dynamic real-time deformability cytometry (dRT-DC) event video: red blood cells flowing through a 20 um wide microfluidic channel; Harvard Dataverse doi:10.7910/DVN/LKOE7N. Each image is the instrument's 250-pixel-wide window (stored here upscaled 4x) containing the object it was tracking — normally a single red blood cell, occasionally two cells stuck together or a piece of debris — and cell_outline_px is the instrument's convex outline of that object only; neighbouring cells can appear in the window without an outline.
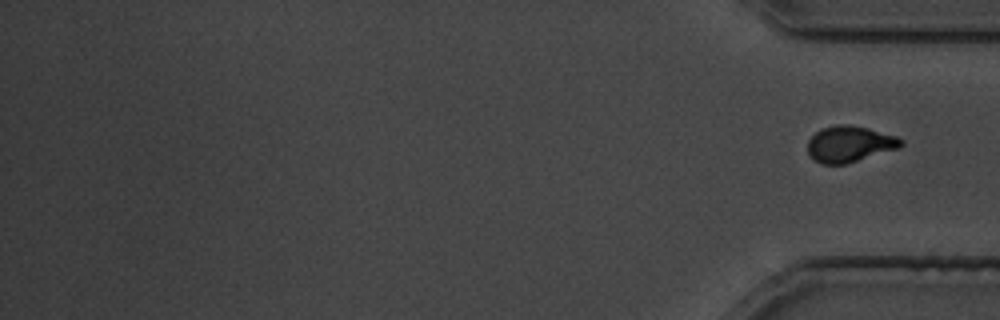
{"species": "common noctule bat (a hibernating species)", "species_latin": "Nyctalus noctula", "temperature_condition": "cold", "stored_images_in_passage": 38, "segment_of_instrument_passage": [2, 2], "camera_frame_rate_fps": 3000, "um_per_image_px": 0.085, "animal": {"sex": "male", "body_mass_g": 19.5, "forearm_length_mm": 54.6}, "frame": {"image": 1, "passage_image": 38, "time_ms": 45.0, "image_size_px": [1000, 320], "cell_outline_px": [[904, 144], [900, 148], [844, 164], [820, 164], [808, 156], [808, 140], [816, 132], [824, 128], [840, 124], [848, 124], [868, 128], [896, 136], [904, 140]], "centroid_in_image_um": [72.22, 12.25], "position_along_channel_um": 363.0, "area_um2": 19.65}}